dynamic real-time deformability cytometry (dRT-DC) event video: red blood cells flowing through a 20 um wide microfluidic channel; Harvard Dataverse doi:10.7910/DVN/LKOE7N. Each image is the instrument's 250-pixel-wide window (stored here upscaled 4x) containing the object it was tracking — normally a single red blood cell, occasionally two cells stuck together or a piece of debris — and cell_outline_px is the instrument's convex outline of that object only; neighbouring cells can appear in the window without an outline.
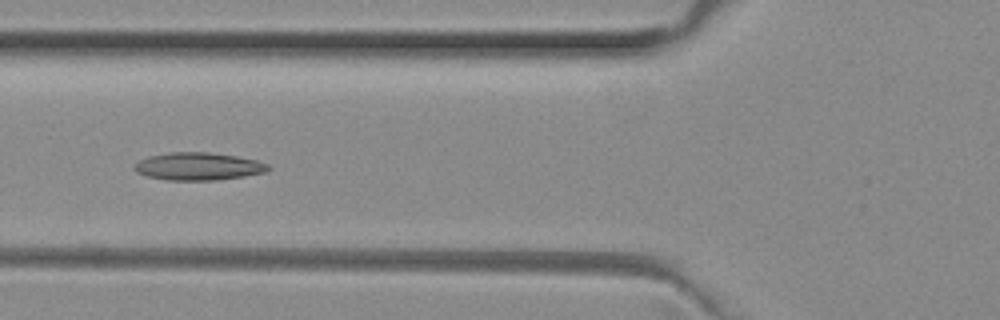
{"species": "common noctule bat (a hibernating species)", "species_latin": "Nyctalus noctula", "temperature_condition": "room temperature", "stored_images_in_passage": 11, "camera_frame_rate_fps": 3000, "um_per_image_px": 0.085, "animal": {"sex": "female", "body_mass_g": 29.2, "forearm_length_mm": 56.3}, "frame": {"image": 1, "passage_image": 10, "time_ms": 3.0, "image_size_px": [1000, 320], "cell_outline_px": [[272, 168], [264, 172], [244, 176], [216, 180], [168, 180], [148, 176], [136, 172], [132, 168], [132, 164], [148, 156], [172, 152], [208, 152], [236, 156], [256, 160], [268, 164]], "centroid_in_image_um": [16.83, 14.14], "position_along_channel_um": 109.0, "area_um2": 21.56}}